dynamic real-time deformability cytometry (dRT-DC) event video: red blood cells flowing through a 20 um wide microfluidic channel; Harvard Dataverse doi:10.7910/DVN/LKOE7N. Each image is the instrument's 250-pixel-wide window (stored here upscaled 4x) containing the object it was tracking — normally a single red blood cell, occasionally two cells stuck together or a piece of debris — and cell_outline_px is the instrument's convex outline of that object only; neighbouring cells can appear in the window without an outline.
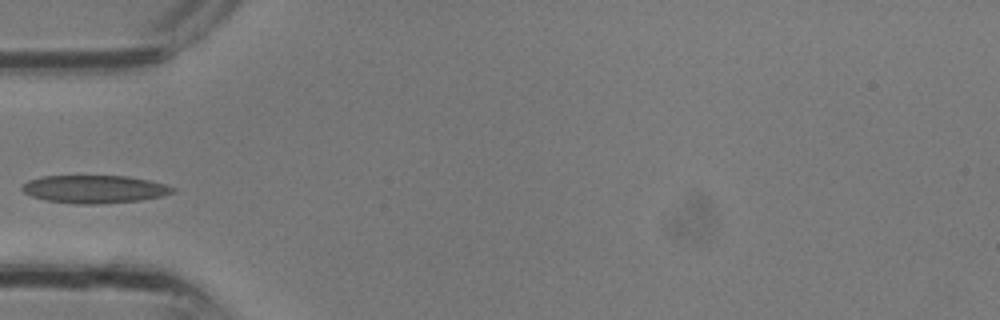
{"species": "common noctule bat (a hibernating species)", "species_latin": "Nyctalus noctula", "temperature_condition": "room temperature", "stored_images_in_passage": 2, "camera_frame_rate_fps": 3000, "um_per_image_px": 0.085, "animal": {"sex": "male", "body_mass_g": 13.3}, "frame": {"image": 1, "passage_image": 2, "time_ms": 0.333, "image_size_px": [1000, 320], "cell_outline_px": [[176, 192], [160, 196], [140, 200], [96, 204], [76, 204], [44, 200], [32, 196], [24, 192], [20, 188], [28, 180], [40, 176], [128, 176], [148, 180], [164, 184], [176, 188]], "centroid_in_image_um": [8.01, 16.07], "position_along_channel_um": 77.0, "area_um2": 24.45}}